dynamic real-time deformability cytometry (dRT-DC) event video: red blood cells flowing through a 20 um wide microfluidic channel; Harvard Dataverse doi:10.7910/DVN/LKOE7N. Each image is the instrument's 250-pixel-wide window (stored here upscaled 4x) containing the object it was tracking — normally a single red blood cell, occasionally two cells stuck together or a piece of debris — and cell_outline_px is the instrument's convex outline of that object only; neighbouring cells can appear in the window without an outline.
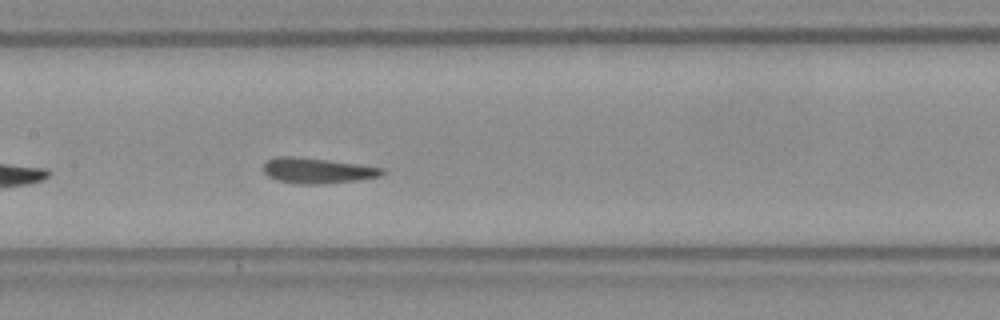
{"species": "Egyptian fruit bat (a non-hibernating species)", "species_latin": "Rousettus aegyptiacus", "temperature_condition": "room temperature", "stored_images_in_passage": 41, "camera_frame_rate_fps": 3000, "um_per_image_px": 0.085, "frame": {"image": 1, "passage_image": 12, "time_ms": 3.667, "image_size_px": [1000, 320], "cell_outline_px": [[384, 172], [380, 176], [356, 180], [320, 184], [300, 184], [276, 180], [268, 176], [264, 172], [264, 164], [268, 160], [276, 156], [292, 156], [328, 160], [384, 168]], "centroid_in_image_um": [26.94, 14.5], "position_along_channel_um": 180.5, "area_um2": 17.4}}
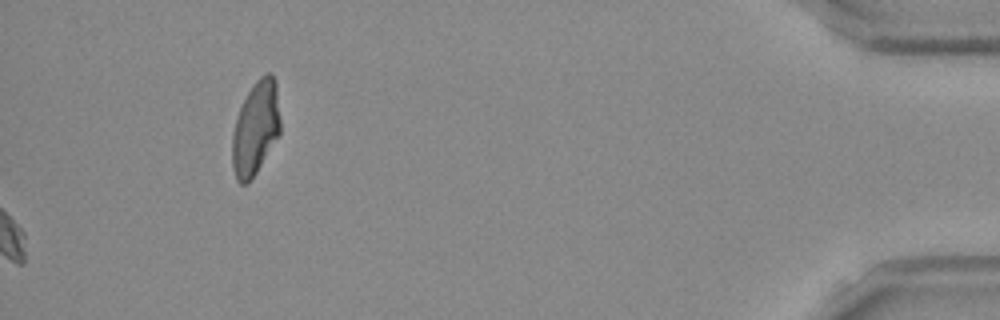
{"frame": {"image": 2, "passage_image": 41, "time_ms": 13.333, "image_size_px": [1000, 320], "cell_outline_px": [[280, 132], [256, 172], [248, 184], [240, 184], [236, 180], [232, 168], [232, 132], [236, 116], [252, 84], [260, 76], [268, 72], [272, 72], [276, 80], [280, 120]], "centroid_in_image_um": [21.71, 10.87], "position_along_channel_um": 413.5, "area_um2": 26.36}, "authors_computed_cell_mechanics": {"area_um2": 16.8198, "velocity_mm_per_s": 3.8044, "shape_relaxation_time_tau1_ms": 3.6255, "shape_relaxation_time_tau2_ms": null, "deformation_change_tau1": 0.1229, "deformation_change_tau2": null}}